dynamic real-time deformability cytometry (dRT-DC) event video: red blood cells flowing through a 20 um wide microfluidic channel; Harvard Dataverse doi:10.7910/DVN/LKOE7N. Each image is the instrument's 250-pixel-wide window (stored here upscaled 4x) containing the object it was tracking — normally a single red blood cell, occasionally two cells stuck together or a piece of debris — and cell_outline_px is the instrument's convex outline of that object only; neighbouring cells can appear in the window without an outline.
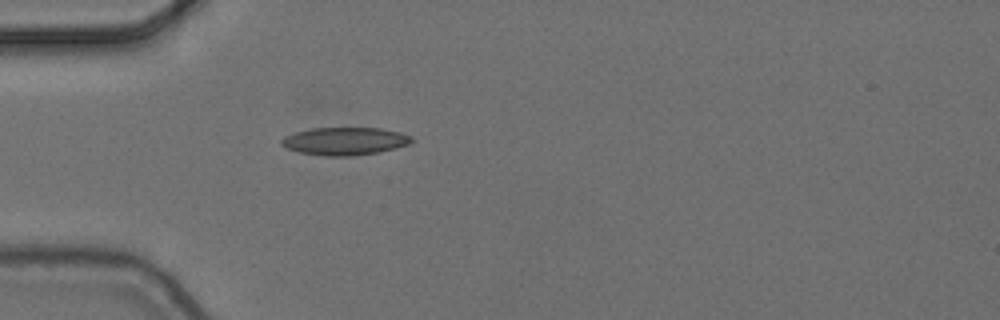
{"species": "common noctule bat (a hibernating species)", "species_latin": "Nyctalus noctula", "temperature_condition": "cold", "stored_images_in_passage": 4, "camera_frame_rate_fps": 3000, "um_per_image_px": 0.085, "animal": {"sex": "female", "body_mass_g": 24.6, "forearm_length_mm": 56.2}, "frame": {"image": 1, "passage_image": 4, "time_ms": 1.0, "image_size_px": [1000, 320], "cell_outline_px": [[416, 140], [408, 144], [396, 148], [380, 152], [348, 156], [324, 156], [300, 152], [288, 148], [280, 144], [280, 140], [284, 136], [296, 132], [312, 128], [380, 128], [400, 132], [412, 136]], "centroid_in_image_um": [29.34, 11.99], "position_along_channel_um": 55.7, "area_um2": 21.1}}